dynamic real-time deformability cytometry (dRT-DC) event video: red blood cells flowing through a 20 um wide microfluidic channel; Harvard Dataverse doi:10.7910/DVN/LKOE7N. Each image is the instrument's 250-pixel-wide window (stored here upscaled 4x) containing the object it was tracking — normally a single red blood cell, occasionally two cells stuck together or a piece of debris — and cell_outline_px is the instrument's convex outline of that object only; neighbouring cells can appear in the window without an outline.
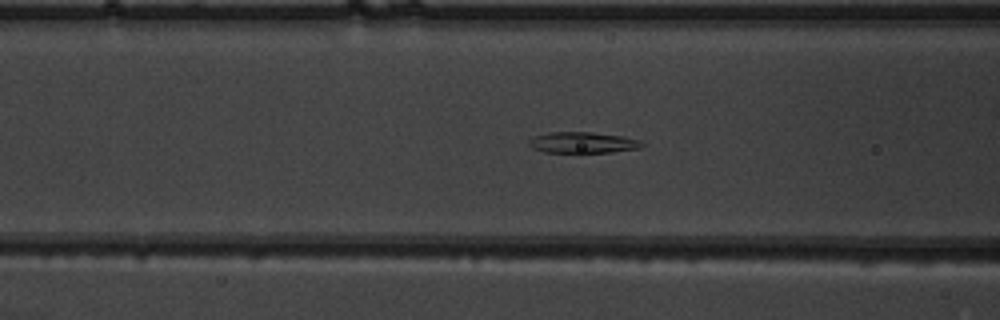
{"species": "common noctule bat (a hibernating species)", "species_latin": "Nyctalus noctula", "temperature_condition": "warm", "stored_images_in_passage": 51, "camera_frame_rate_fps": 3000, "um_per_image_px": 0.085, "animal": {"sex": "male", "body_mass_g": 19.5, "forearm_length_mm": 54.6}, "frame": {"image": 1, "passage_image": 20, "time_ms": 6.333, "image_size_px": [1000, 320], "cell_outline_px": [[644, 144], [640, 148], [612, 152], [544, 152], [532, 148], [528, 144], [528, 140], [532, 136], [548, 132], [592, 132], [624, 136], [640, 140]], "centroid_in_image_um": [49.51, 12.11], "position_along_channel_um": 117.1, "area_um2": 13.99}}
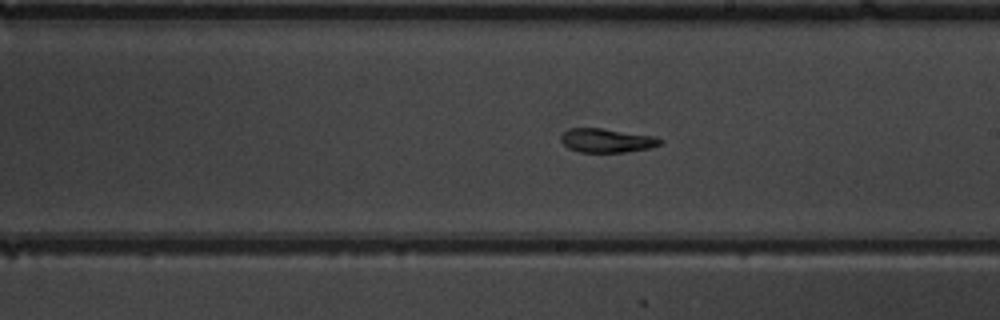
{"frame": {"image": 2, "passage_image": 29, "time_ms": 9.333, "image_size_px": [1000, 320], "cell_outline_px": [[664, 140], [660, 144], [648, 148], [624, 152], [580, 152], [568, 148], [560, 140], [560, 136], [568, 128], [600, 128], [656, 136]], "centroid_in_image_um": [51.56, 11.93], "position_along_channel_um": 237.4, "area_um2": 13.81}}
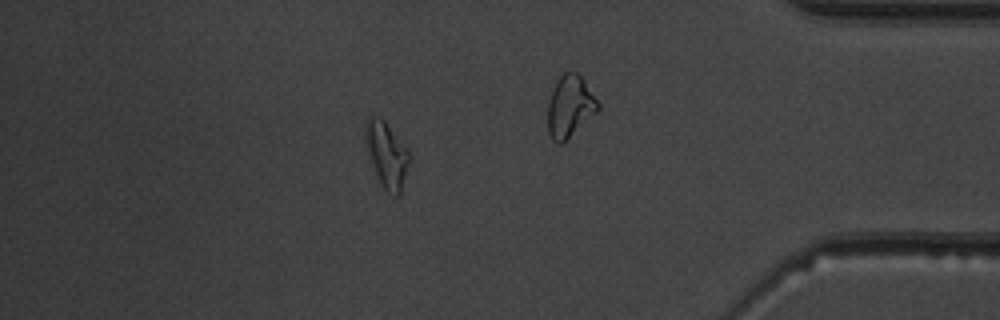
{"frame": {"image": 3, "passage_image": 44, "time_ms": 14.333, "image_size_px": [1000, 320], "cell_outline_px": [[412, 156], [400, 192], [396, 196], [388, 192], [380, 184], [376, 176], [364, 140], [364, 132], [368, 116], [376, 116], [384, 120], [408, 148]], "centroid_in_image_um": [32.88, 13.13], "position_along_channel_um": 402.3, "area_um2": 16.94}, "authors_computed_cell_mechanics": {"area_um2": 15.2592, "velocity_mm_per_s": 4.026, "shape_relaxation_time_tau1_ms": null, "shape_relaxation_time_tau2_ms": 11.0766, "deformation_change_tau1": null, "deformation_change_tau2": 0.2303}}